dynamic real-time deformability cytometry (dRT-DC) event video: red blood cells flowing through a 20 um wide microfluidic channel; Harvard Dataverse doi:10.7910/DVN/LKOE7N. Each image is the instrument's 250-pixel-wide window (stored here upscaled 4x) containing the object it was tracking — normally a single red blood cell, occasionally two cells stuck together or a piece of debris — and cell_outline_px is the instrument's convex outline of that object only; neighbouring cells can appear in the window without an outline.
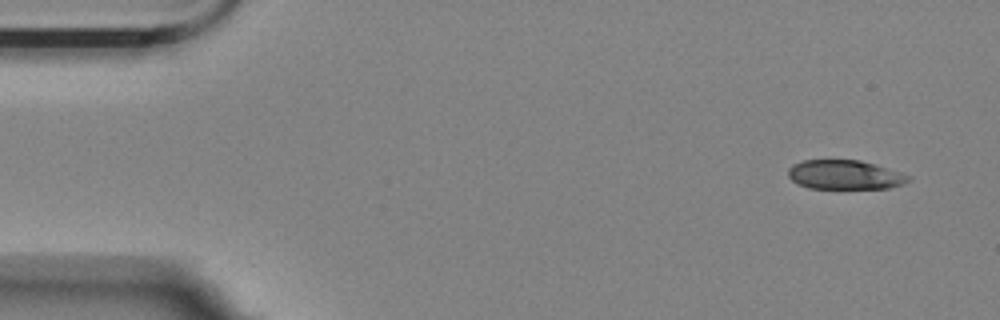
{"species": "Egyptian fruit bat (a non-hibernating species)", "species_latin": "Rousettus aegyptiacus", "temperature_condition": "room temperature", "stored_images_in_passage": 5, "camera_frame_rate_fps": 3000, "um_per_image_px": 0.085, "animal": {"sex": "female"}, "frame": {"image": 1, "passage_image": 1, "time_ms": 0.0, "image_size_px": [1000, 320], "cell_outline_px": [[912, 180], [904, 184], [888, 188], [808, 188], [796, 184], [788, 176], [788, 168], [792, 164], [804, 160], [860, 160], [876, 164], [912, 176]], "centroid_in_image_um": [71.82, 14.85], "position_along_channel_um": 13.2, "area_um2": 20.69}}
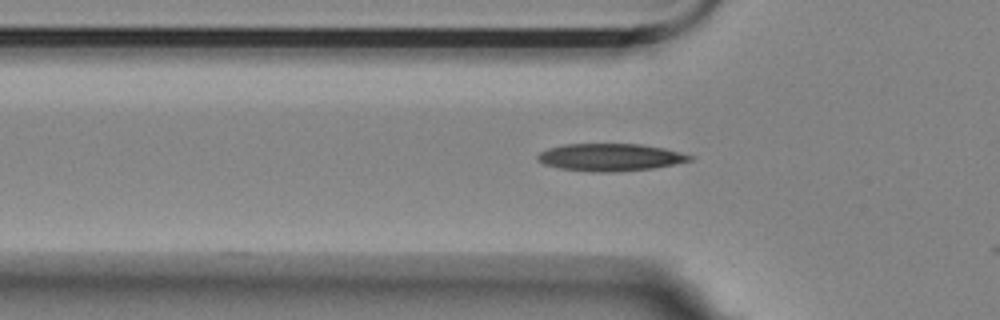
{"frame": {"image": 2, "passage_image": 4, "time_ms": 1.0, "image_size_px": [1000, 320], "cell_outline_px": [[692, 160], [652, 168], [612, 172], [600, 172], [560, 168], [544, 164], [536, 160], [536, 156], [540, 152], [548, 148], [564, 144], [640, 144], [664, 148], [680, 152], [692, 156]], "centroid_in_image_um": [51.82, 13.36], "position_along_channel_um": 74.0, "area_um2": 24.04}}